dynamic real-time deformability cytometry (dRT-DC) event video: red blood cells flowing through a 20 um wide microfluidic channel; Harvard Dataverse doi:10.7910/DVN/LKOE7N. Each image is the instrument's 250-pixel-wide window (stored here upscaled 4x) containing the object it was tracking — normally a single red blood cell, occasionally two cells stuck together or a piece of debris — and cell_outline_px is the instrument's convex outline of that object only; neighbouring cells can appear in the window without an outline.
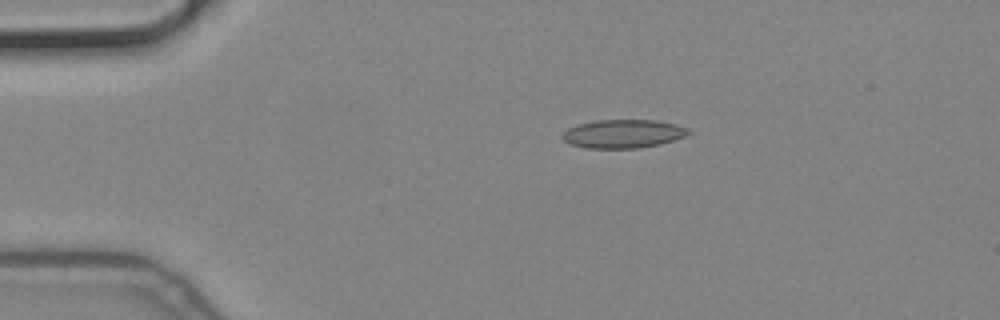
{"species": "common noctule bat (a hibernating species)", "species_latin": "Nyctalus noctula", "temperature_condition": "cold", "stored_images_in_passage": 4, "camera_frame_rate_fps": 3000, "um_per_image_px": 0.085, "animal": {"sex": "male", "body_mass_g": 19.2, "forearm_length_mm": 51.8}, "frame": {"image": 1, "passage_image": 2, "time_ms": 0.333, "image_size_px": [1000, 320], "cell_outline_px": [[692, 132], [684, 136], [660, 144], [640, 148], [584, 148], [568, 144], [560, 136], [568, 128], [576, 124], [596, 120], [656, 120], [676, 124], [688, 128]], "centroid_in_image_um": [52.93, 11.37], "position_along_channel_um": 32.1, "area_um2": 21.1}}